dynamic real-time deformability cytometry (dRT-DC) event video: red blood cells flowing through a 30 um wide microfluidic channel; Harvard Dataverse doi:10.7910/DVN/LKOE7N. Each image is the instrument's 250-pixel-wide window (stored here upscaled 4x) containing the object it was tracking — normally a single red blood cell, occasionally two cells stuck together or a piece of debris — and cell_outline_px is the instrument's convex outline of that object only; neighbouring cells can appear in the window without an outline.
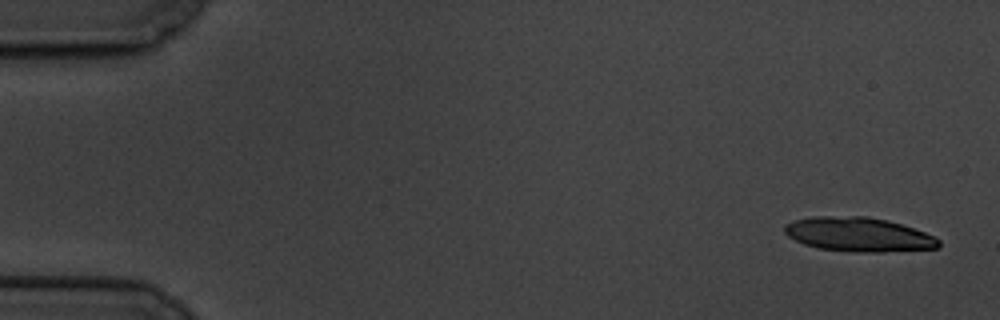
{"species": "common noctule bat (a hibernating species)", "species_latin": "Nyctalus noctula", "temperature_condition": "cold", "stored_images_in_passage": 8, "segment_of_instrument_passage": [1, 2], "camera_frame_rate_fps": 3000, "um_per_image_px": 0.085, "animal": {"sex": "male", "body_mass_g": 19.5, "forearm_length_mm": 54.6}, "frame": {"image": 1, "passage_image": 1, "time_ms": 0.0, "image_size_px": [1000, 320], "cell_outline_px": [[940, 248], [884, 252], [856, 252], [816, 248], [804, 244], [788, 236], [784, 232], [784, 224], [796, 220], [816, 216], [868, 216], [888, 220], [924, 232], [940, 240]], "centroid_in_image_um": [72.97, 19.93], "position_along_channel_um": 12.0, "area_um2": 30.75}}